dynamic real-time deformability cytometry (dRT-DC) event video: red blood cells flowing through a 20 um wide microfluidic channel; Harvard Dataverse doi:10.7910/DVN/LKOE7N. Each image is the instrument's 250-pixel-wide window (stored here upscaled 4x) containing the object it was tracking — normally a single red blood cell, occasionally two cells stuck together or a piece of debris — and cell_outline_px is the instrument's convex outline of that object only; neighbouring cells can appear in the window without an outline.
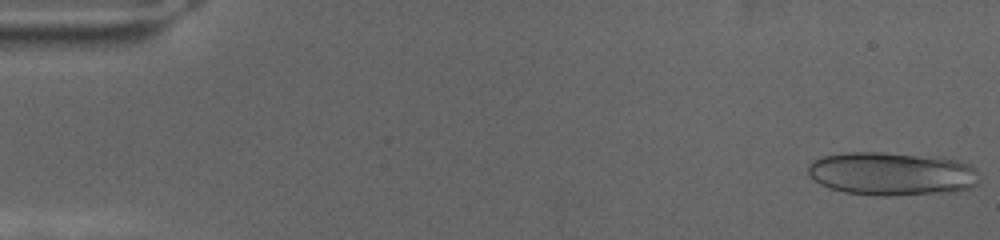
{"species": "human", "species_latin": "Homo sapiens", "temperature_condition": "cold", "stored_images_in_passage": 69, "camera_frame_rate_fps": 3000, "um_per_image_px": 0.085, "donor": {"sex": "female"}, "frame": {"image": 1, "passage_image": 1, "time_ms": 0.0, "image_size_px": [1000, 240], "cell_outline_px": [[980, 180], [972, 188], [956, 192], [888, 196], [876, 196], [844, 192], [820, 184], [808, 172], [808, 164], [812, 160], [824, 156], [848, 152], [884, 152], [956, 160], [972, 164], [980, 172]], "centroid_in_image_um": [75.87, 14.78], "position_along_channel_um": 9.1, "area_um2": 43.58}}
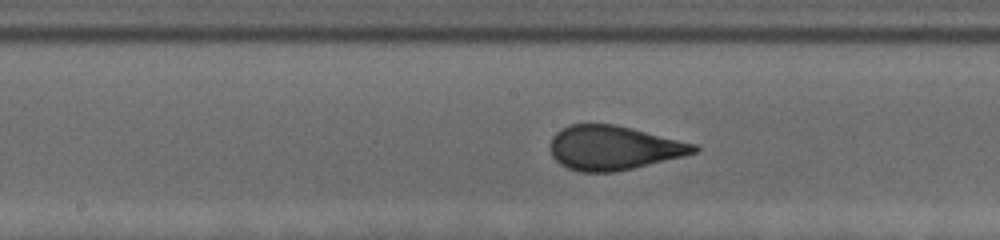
{"frame": {"image": 2, "passage_image": 35, "time_ms": 11.333, "image_size_px": [1000, 240], "cell_outline_px": [[700, 148], [696, 152], [684, 156], [616, 172], [580, 172], [568, 168], [560, 164], [552, 156], [552, 136], [560, 128], [568, 124], [612, 124], [632, 128], [696, 144]], "centroid_in_image_um": [52.15, 12.56], "position_along_channel_um": 196.1, "area_um2": 36.93}}
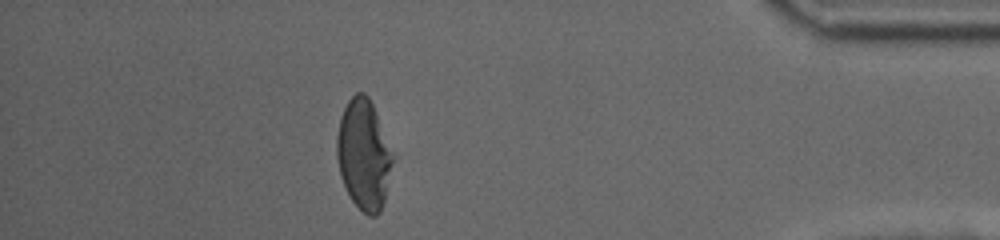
{"frame": {"image": 3, "passage_image": 61, "time_ms": 20.0, "image_size_px": [1000, 240], "cell_outline_px": [[396, 156], [384, 200], [380, 212], [376, 216], [368, 216], [352, 200], [340, 176], [336, 156], [336, 136], [340, 116], [348, 100], [356, 92], [364, 92], [368, 96], [372, 104]], "centroid_in_image_um": [30.94, 13.12], "position_along_channel_um": 404.3, "area_um2": 36.3}}